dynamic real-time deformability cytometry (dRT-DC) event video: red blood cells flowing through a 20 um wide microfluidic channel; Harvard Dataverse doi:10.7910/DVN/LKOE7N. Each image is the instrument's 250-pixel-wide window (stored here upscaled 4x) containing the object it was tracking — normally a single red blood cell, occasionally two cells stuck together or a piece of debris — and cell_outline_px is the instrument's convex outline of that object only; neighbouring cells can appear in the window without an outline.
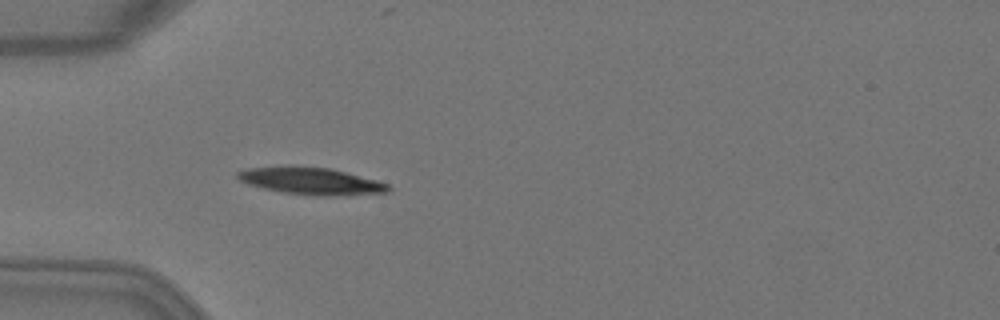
{"species": "Egyptian fruit bat (a non-hibernating species)", "species_latin": "Rousettus aegyptiacus", "temperature_condition": "warm", "stored_images_in_passage": 4, "camera_frame_rate_fps": 3000, "um_per_image_px": 0.085, "animal": {"sex": "female"}, "frame": {"image": 1, "passage_image": 4, "time_ms": 1.0, "image_size_px": [1000, 320], "cell_outline_px": [[392, 188], [388, 192], [332, 196], [316, 196], [280, 192], [248, 184], [240, 180], [236, 176], [236, 172], [248, 168], [332, 168], [376, 180], [388, 184]], "centroid_in_image_um": [26.5, 15.42], "position_along_channel_um": 58.5, "area_um2": 23.06}}